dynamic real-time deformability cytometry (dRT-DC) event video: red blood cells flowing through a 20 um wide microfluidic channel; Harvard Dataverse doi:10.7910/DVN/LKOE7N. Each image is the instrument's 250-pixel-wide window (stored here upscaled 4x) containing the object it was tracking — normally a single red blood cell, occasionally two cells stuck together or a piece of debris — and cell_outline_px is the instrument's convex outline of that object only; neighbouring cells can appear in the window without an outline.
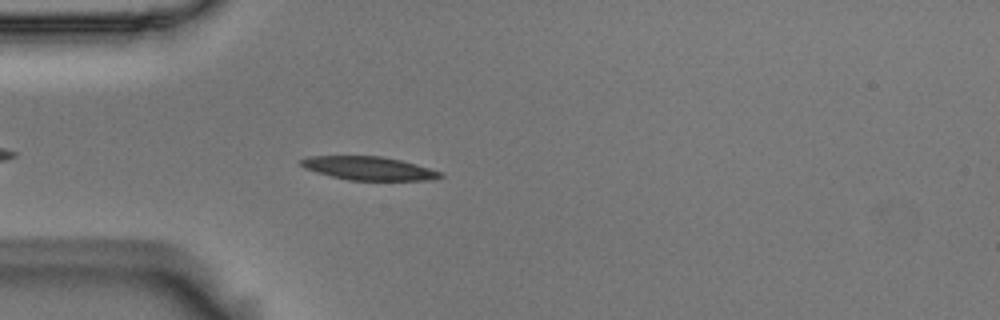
{"species": "Egyptian fruit bat (a non-hibernating species)", "species_latin": "Rousettus aegyptiacus", "temperature_condition": "room temperature", "stored_images_in_passage": 44, "camera_frame_rate_fps": 3000, "um_per_image_px": 0.085, "animal": {"sex": "male"}, "frame": {"image": 1, "passage_image": 5, "time_ms": 1.333, "image_size_px": [1000, 320], "cell_outline_px": [[444, 176], [436, 180], [348, 180], [316, 172], [304, 168], [300, 164], [300, 160], [308, 156], [380, 156], [400, 160], [416, 164], [444, 172]], "centroid_in_image_um": [31.39, 14.31], "position_along_channel_um": 53.6, "area_um2": 19.13}}
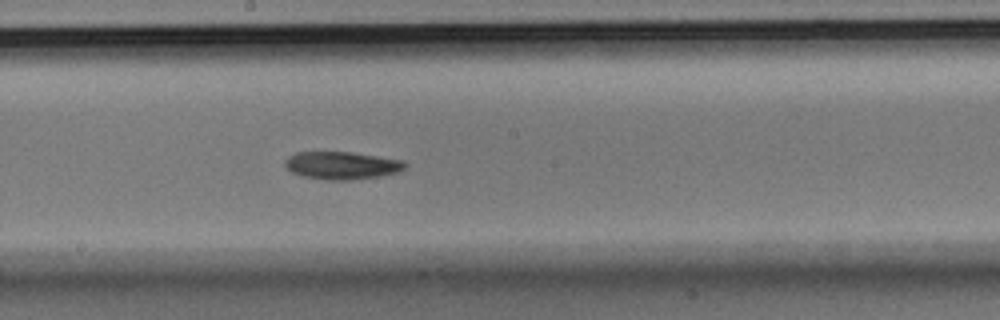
{"frame": {"image": 2, "passage_image": 19, "time_ms": 6.0, "image_size_px": [1000, 320], "cell_outline_px": [[408, 164], [400, 172], [380, 176], [352, 180], [324, 180], [304, 176], [292, 172], [284, 164], [284, 160], [288, 156], [296, 152], [352, 152], [404, 160]], "centroid_in_image_um": [29.08, 14.06], "position_along_channel_um": 219.1, "area_um2": 19.54}}
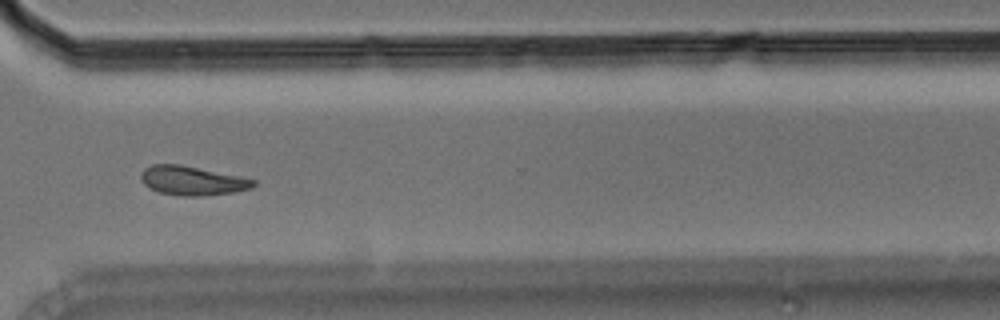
{"frame": {"image": 3, "passage_image": 30, "time_ms": 9.667, "image_size_px": [1000, 320], "cell_outline_px": [[256, 184], [252, 188], [232, 192], [200, 196], [180, 196], [160, 192], [148, 188], [140, 180], [140, 172], [144, 168], [152, 164], [180, 164], [240, 176], [256, 180]], "centroid_in_image_um": [16.3, 15.35], "position_along_channel_um": 354.3, "area_um2": 19.19}, "authors_computed_cell_mechanics": {"area_um2": 19.2763, "velocity_mm_per_s": 3.6811, "shape_relaxation_time_tau1_ms": 3.1491, "shape_relaxation_time_tau2_ms": null, "deformation_change_tau1": 0.1034, "deformation_change_tau2": null}}